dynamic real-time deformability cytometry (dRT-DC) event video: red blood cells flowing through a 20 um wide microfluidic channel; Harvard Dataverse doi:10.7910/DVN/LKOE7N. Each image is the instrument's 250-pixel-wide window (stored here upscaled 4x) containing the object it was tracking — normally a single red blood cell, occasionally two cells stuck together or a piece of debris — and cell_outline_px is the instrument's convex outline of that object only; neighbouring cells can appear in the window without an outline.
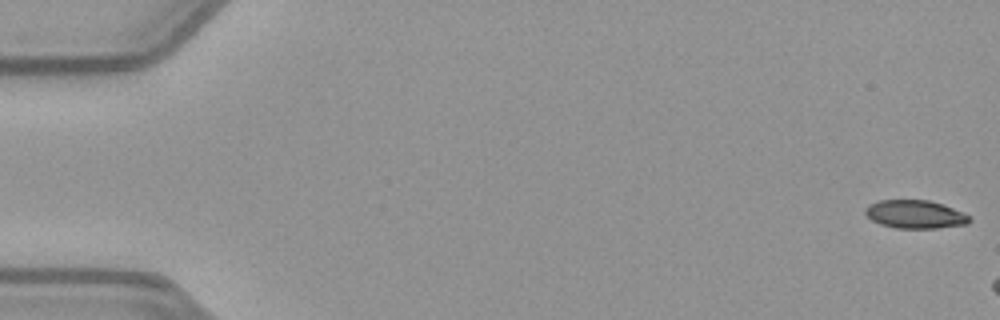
{"species": "common noctule bat (a hibernating species)", "species_latin": "Nyctalus noctula", "temperature_condition": "warm", "stored_images_in_passage": 8, "camera_frame_rate_fps": 3000, "um_per_image_px": 0.085, "animal": {"sex": "female", "body_mass_g": 21.9}, "frame": {"image": 1, "passage_image": 1, "time_ms": 0.0, "image_size_px": [1000, 320], "cell_outline_px": [[972, 220], [968, 224], [936, 228], [896, 228], [880, 224], [872, 220], [864, 212], [864, 208], [868, 204], [880, 200], [928, 200], [944, 204], [972, 216]], "centroid_in_image_um": [77.81, 18.21], "position_along_channel_um": 7.2, "area_um2": 17.34}}